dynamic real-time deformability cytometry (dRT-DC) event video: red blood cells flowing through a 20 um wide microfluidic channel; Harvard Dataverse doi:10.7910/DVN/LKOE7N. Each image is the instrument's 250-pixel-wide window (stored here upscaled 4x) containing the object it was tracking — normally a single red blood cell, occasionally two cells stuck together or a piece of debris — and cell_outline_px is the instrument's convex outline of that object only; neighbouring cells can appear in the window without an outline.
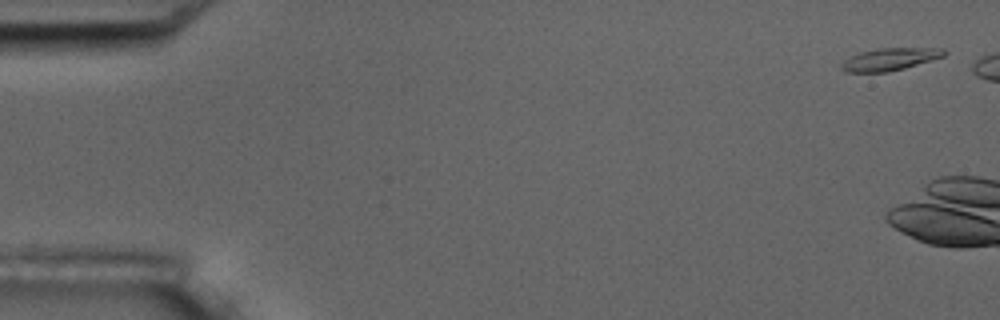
{"species": "common noctule bat (a hibernating species)", "species_latin": "Nyctalus noctula", "temperature_condition": "room temperature", "stored_images_in_passage": 7, "camera_frame_rate_fps": 3000, "um_per_image_px": 0.085, "animal": {"sex": "male", "body_mass_g": 17.5, "forearm_length_mm": 52.3}, "frame": {"image": 1, "passage_image": 1, "time_ms": 0.0, "image_size_px": [1000, 320], "cell_outline_px": [[948, 52], [944, 56], [932, 60], [904, 68], [888, 72], [844, 72], [840, 68], [840, 64], [844, 60], [860, 52], [876, 48], [944, 48]], "centroid_in_image_um": [75.63, 5.03], "position_along_channel_um": 9.4, "area_um2": 13.47}}
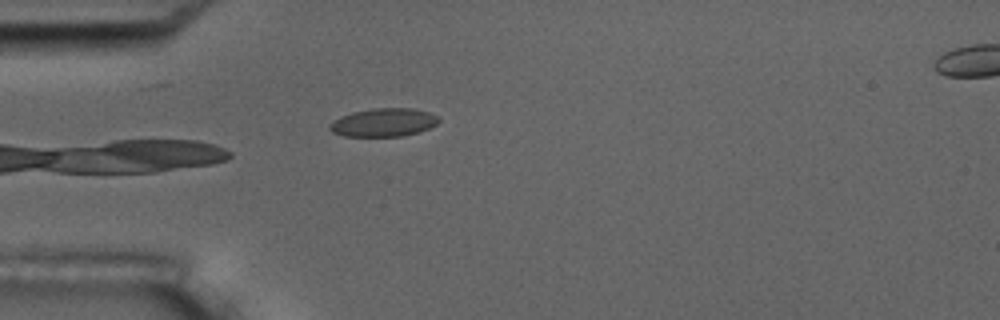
{"frame": {"image": 2, "passage_image": 6, "time_ms": 6.667, "image_size_px": [1000, 320], "cell_outline_px": [[440, 120], [436, 124], [420, 132], [404, 136], [344, 136], [332, 132], [328, 128], [328, 124], [340, 116], [352, 112], [372, 108], [412, 108], [428, 112], [436, 116]], "centroid_in_image_um": [32.57, 10.41], "position_along_channel_um": 52.4, "area_um2": 18.03}}